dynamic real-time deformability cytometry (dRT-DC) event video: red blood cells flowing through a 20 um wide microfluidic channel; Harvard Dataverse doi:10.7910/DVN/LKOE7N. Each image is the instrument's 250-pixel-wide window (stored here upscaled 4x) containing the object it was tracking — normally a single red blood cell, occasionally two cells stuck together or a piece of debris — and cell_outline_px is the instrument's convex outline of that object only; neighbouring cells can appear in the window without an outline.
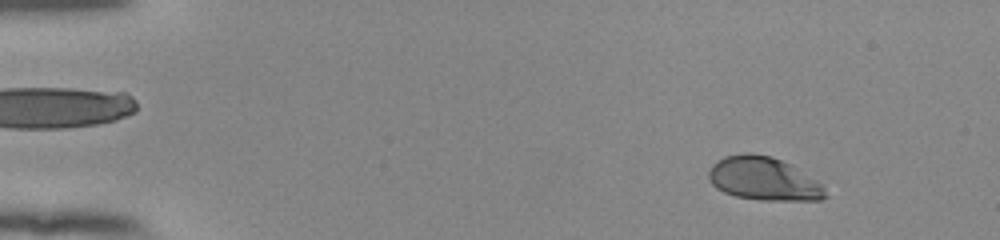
{"species": "human", "species_latin": "Homo sapiens", "temperature_condition": "room temperature", "stored_images_in_passage": 55, "camera_frame_rate_fps": 3000, "um_per_image_px": 0.085, "donor": {"sex": "female"}, "frame": {"image": 1, "passage_image": 7, "time_ms": 2.0, "image_size_px": [1000, 240], "cell_outline_px": [[828, 196], [820, 200], [760, 200], [736, 196], [724, 192], [716, 188], [708, 180], [708, 172], [712, 164], [724, 156], [744, 152], [752, 152], [772, 156], [792, 164], [824, 184]], "centroid_in_image_um": [64.93, 15.18], "position_along_channel_um": 20.1, "area_um2": 30.06}}
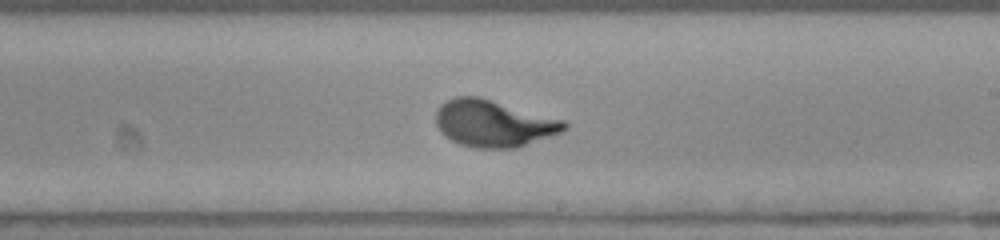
{"frame": {"image": 2, "passage_image": 34, "time_ms": 11.0, "image_size_px": [1000, 240], "cell_outline_px": [[568, 128], [560, 132], [516, 148], [472, 148], [460, 144], [452, 140], [440, 132], [436, 124], [436, 112], [440, 104], [456, 96], [480, 96], [564, 120], [568, 124]], "centroid_in_image_um": [41.93, 10.48], "position_along_channel_um": 247.1, "area_um2": 35.03}}
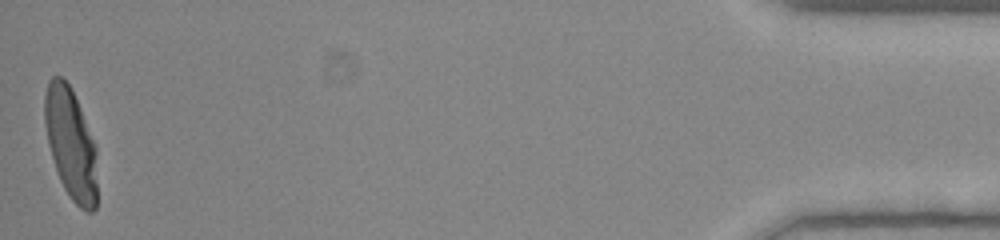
{"frame": {"image": 3, "passage_image": 55, "time_ms": 18.0, "image_size_px": [1000, 240], "cell_outline_px": [[96, 208], [92, 212], [88, 212], [80, 208], [72, 200], [64, 188], [60, 180], [48, 144], [44, 124], [44, 96], [48, 80], [52, 76], [60, 76], [72, 88], [96, 148]], "centroid_in_image_um": [6.0, 12.2], "position_along_channel_um": 429.2, "area_um2": 33.81}, "authors_computed_cell_mechanics": {"area_um2": 33.5818, "velocity_mm_per_s": 3.8259, "shape_relaxation_time_tau1_ms": 3.3952, "shape_relaxation_time_tau2_ms": null, "deformation_change_tau1": 0.1885, "deformation_change_tau2": null}}